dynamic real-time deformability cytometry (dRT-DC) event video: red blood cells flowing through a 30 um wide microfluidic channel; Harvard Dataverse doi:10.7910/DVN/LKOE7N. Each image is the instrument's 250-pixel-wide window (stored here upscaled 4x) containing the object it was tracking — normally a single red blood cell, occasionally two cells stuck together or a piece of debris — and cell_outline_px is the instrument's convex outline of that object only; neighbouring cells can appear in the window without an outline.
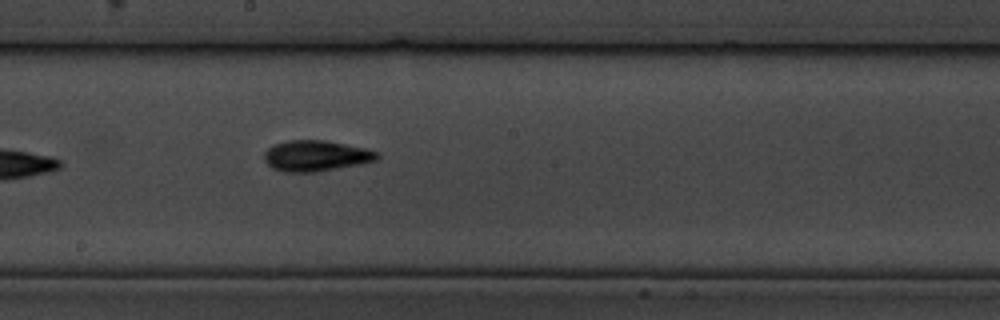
{"species": "common noctule bat (a hibernating species)", "species_latin": "Nyctalus noctula", "temperature_condition": "cold", "stored_images_in_passage": 9, "camera_frame_rate_fps": 3000, "um_per_image_px": 0.085, "animal": {"sex": "male", "body_mass_g": 19.5, "forearm_length_mm": 54.6}, "frame": {"image": 1, "passage_image": 9, "time_ms": 10.0, "image_size_px": [1000, 320], "cell_outline_px": [[380, 156], [376, 160], [360, 164], [316, 172], [284, 172], [272, 168], [264, 160], [264, 152], [268, 148], [276, 144], [288, 140], [324, 140], [364, 148], [380, 152]], "centroid_in_image_um": [26.85, 13.25], "position_along_channel_um": 221.3, "area_um2": 20.23}}